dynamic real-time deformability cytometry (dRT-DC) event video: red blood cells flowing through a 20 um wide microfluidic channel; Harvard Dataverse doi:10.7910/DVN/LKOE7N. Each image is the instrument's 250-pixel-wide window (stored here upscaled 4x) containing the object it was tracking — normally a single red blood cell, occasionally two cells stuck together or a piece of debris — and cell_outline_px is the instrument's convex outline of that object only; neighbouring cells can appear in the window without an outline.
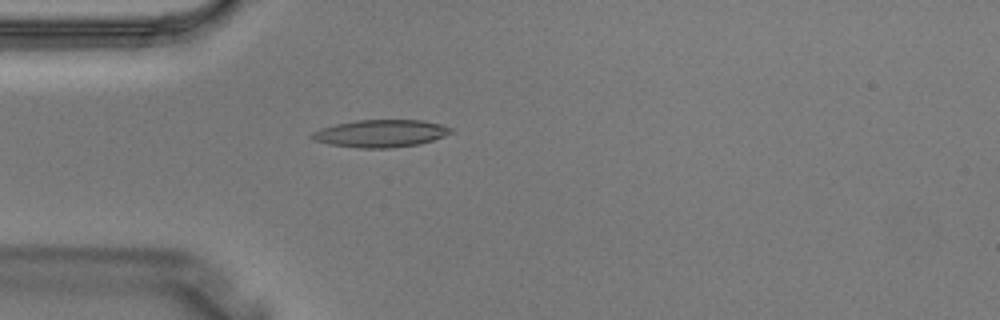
{"species": "Egyptian fruit bat (a non-hibernating species)", "species_latin": "Rousettus aegyptiacus", "temperature_condition": "warm", "stored_images_in_passage": 1, "camera_frame_rate_fps": 3000, "um_per_image_px": 0.085, "animal": {"sex": "male"}, "frame": {"image": 1, "passage_image": 1, "time_ms": 0.0, "image_size_px": [1000, 320], "cell_outline_px": [[452, 132], [444, 136], [420, 144], [388, 148], [360, 148], [328, 144], [312, 140], [308, 136], [312, 132], [320, 128], [336, 124], [356, 120], [424, 120], [440, 124], [452, 128]], "centroid_in_image_um": [32.31, 11.34], "position_along_channel_um": 52.7, "area_um2": 22.31}}